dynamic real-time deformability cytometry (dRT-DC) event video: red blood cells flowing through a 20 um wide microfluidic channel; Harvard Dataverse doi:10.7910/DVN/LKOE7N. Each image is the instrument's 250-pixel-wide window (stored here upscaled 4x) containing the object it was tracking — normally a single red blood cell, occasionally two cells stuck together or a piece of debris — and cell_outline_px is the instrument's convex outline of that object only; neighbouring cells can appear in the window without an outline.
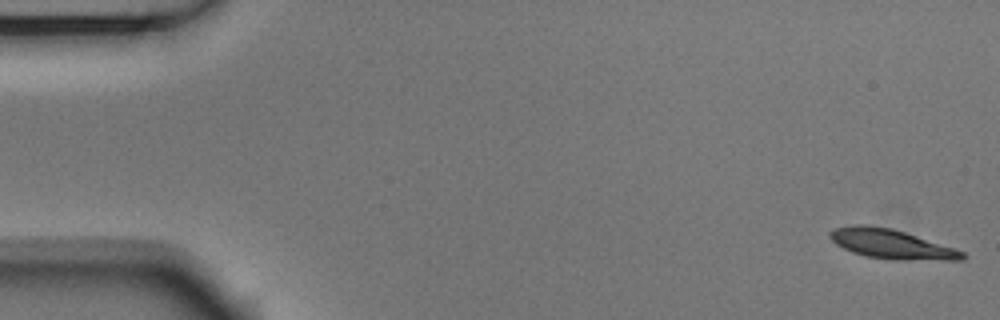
{"species": "Egyptian fruit bat (a non-hibernating species)", "species_latin": "Rousettus aegyptiacus", "temperature_condition": "room temperature", "stored_images_in_passage": 55, "camera_frame_rate_fps": 3000, "um_per_image_px": 0.085, "animal": {"sex": "male"}, "frame": {"image": 1, "passage_image": 1, "time_ms": 0.0, "image_size_px": [1000, 320], "cell_outline_px": [[968, 256], [964, 260], [892, 260], [864, 256], [852, 252], [836, 244], [828, 236], [828, 232], [836, 228], [852, 224], [868, 224], [892, 228], [964, 252]], "centroid_in_image_um": [75.72, 20.75], "position_along_channel_um": 9.3, "area_um2": 22.77}}
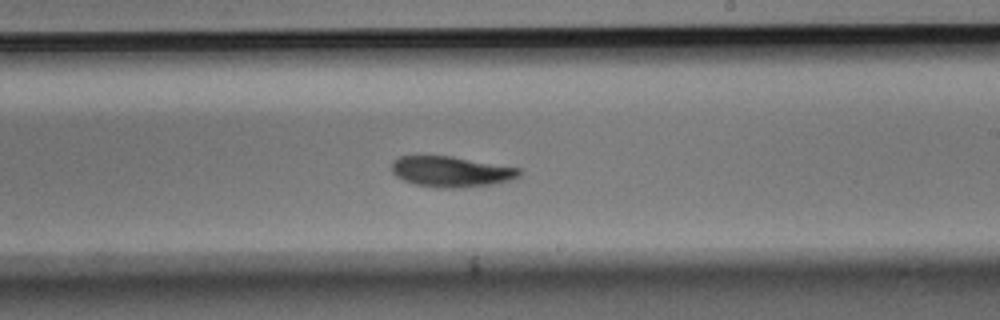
{"frame": {"image": 2, "passage_image": 32, "time_ms": 10.333, "image_size_px": [1000, 320], "cell_outline_px": [[520, 176], [508, 180], [492, 184], [464, 188], [440, 188], [416, 184], [404, 180], [396, 176], [392, 172], [392, 160], [400, 156], [452, 156], [520, 168]], "centroid_in_image_um": [38.33, 14.59], "position_along_channel_um": 250.7, "area_um2": 22.72}}
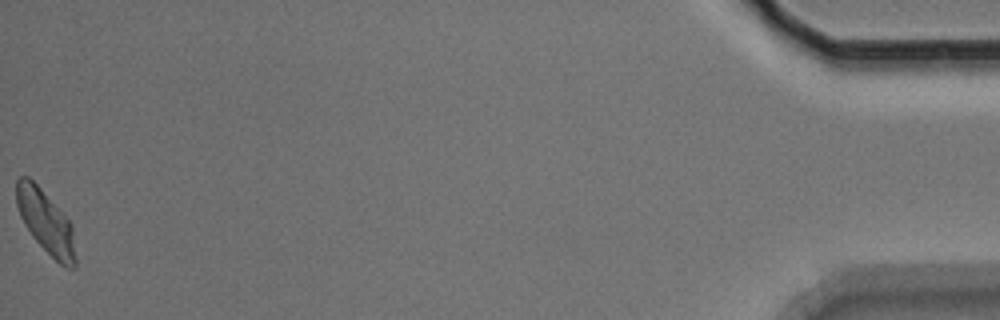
{"frame": {"image": 3, "passage_image": 55, "time_ms": 18.0, "image_size_px": [1000, 320], "cell_outline_px": [[76, 268], [64, 268], [32, 236], [24, 224], [20, 216], [16, 204], [16, 180], [20, 176], [28, 176], [40, 188], [72, 224], [76, 260]], "centroid_in_image_um": [3.89, 18.88], "position_along_channel_um": 431.3, "area_um2": 21.5}, "authors_computed_cell_mechanics": {"area_um2": 22.7154, "velocity_mm_per_s": 3.6384, "shape_relaxation_time_tau1_ms": 3.4589, "shape_relaxation_time_tau2_ms": null, "deformation_change_tau1": 0.133, "deformation_change_tau2": null}}